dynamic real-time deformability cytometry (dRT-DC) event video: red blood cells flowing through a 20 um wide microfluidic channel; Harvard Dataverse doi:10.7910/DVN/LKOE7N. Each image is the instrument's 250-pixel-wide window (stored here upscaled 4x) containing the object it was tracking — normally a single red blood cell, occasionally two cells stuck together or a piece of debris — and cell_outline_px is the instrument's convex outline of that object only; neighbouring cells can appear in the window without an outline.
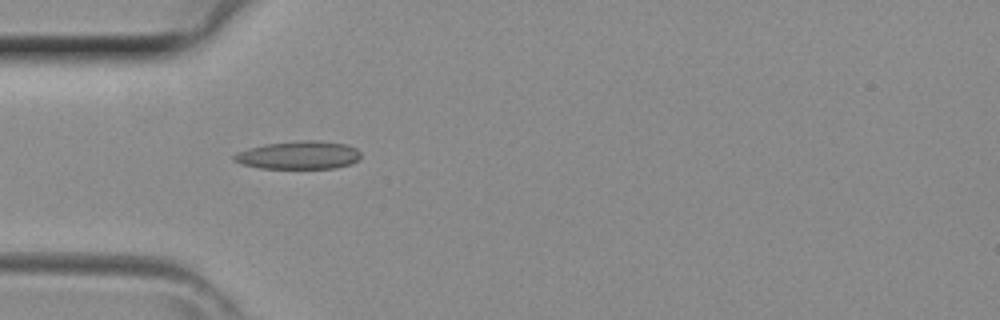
{"species": "common noctule bat (a hibernating species)", "species_latin": "Nyctalus noctula", "temperature_condition": "room temperature", "stored_images_in_passage": 25, "camera_frame_rate_fps": 3000, "um_per_image_px": 0.085, "animal": {"sex": "female", "body_mass_g": 29.2, "forearm_length_mm": 56.3}, "frame": {"image": 1, "passage_image": 1, "time_ms": 0.0, "image_size_px": [1000, 320], "cell_outline_px": [[360, 156], [352, 164], [336, 168], [260, 168], [244, 164], [232, 160], [232, 156], [236, 152], [248, 148], [264, 144], [304, 140], [316, 140], [348, 144], [356, 148], [360, 152]], "centroid_in_image_um": [25.39, 13.18], "position_along_channel_um": 59.6, "area_um2": 20.81}}
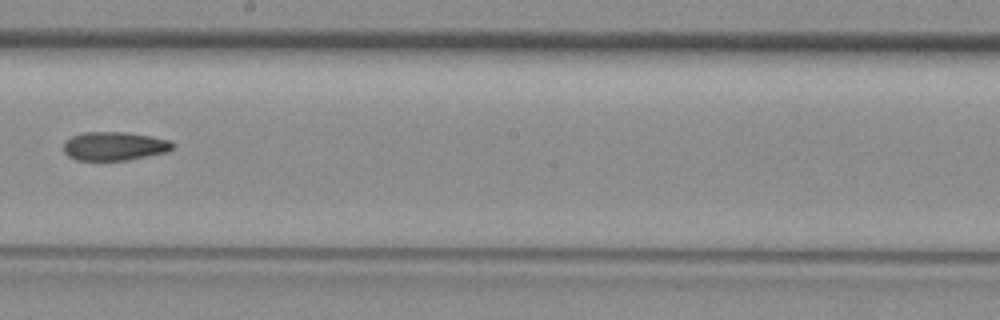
{"frame": {"image": 2, "passage_image": 12, "time_ms": 3.667, "image_size_px": [1000, 320], "cell_outline_px": [[176, 144], [168, 152], [124, 160], [76, 160], [68, 156], [64, 152], [64, 140], [72, 136], [84, 132], [124, 132], [172, 140]], "centroid_in_image_um": [9.72, 12.42], "position_along_channel_um": 238.5, "area_um2": 18.21}}
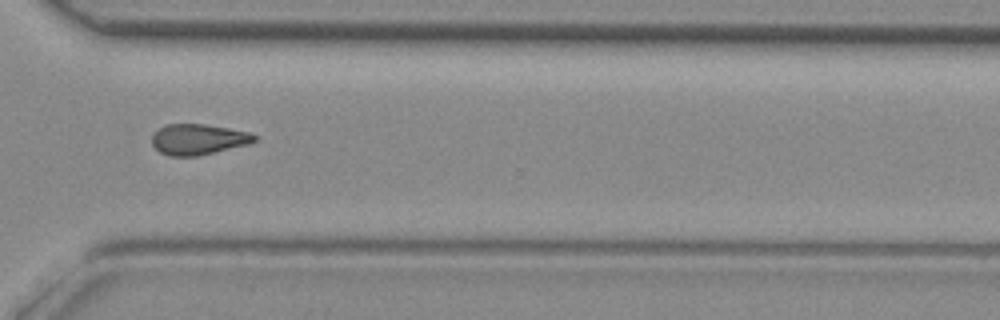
{"frame": {"image": 3, "passage_image": 19, "time_ms": 6.0, "image_size_px": [1000, 320], "cell_outline_px": [[256, 140], [248, 144], [196, 156], [168, 156], [160, 152], [152, 144], [152, 136], [160, 128], [168, 124], [204, 124], [228, 128], [248, 132], [256, 136]], "centroid_in_image_um": [16.83, 11.84], "position_along_channel_um": 353.8, "area_um2": 18.03}}